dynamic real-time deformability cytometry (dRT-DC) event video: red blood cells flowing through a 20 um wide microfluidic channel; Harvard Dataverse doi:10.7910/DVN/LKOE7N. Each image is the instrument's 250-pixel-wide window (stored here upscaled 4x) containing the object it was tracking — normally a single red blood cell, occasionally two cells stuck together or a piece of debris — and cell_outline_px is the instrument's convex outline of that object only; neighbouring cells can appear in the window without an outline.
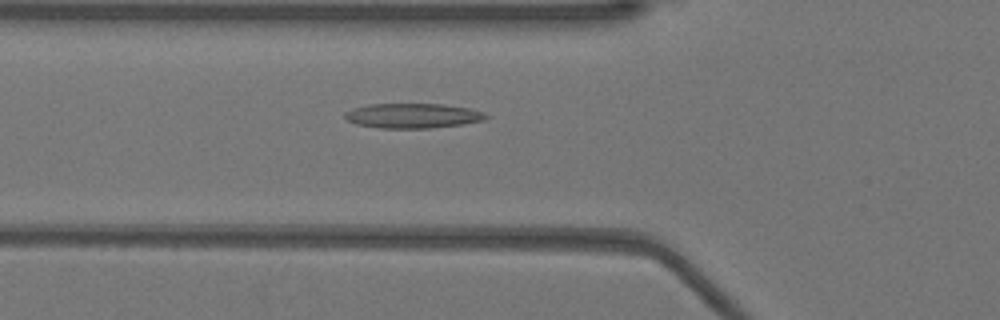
{"species": "Egyptian fruit bat (a non-hibernating species)", "species_latin": "Rousettus aegyptiacus", "temperature_condition": "warm", "stored_images_in_passage": 29, "camera_frame_rate_fps": 3000, "um_per_image_px": 0.085, "animal": {"sex": "female"}, "frame": {"image": 1, "passage_image": 15, "time_ms": 4.667, "image_size_px": [1000, 320], "cell_outline_px": [[488, 116], [484, 120], [460, 124], [432, 128], [380, 128], [356, 124], [348, 120], [344, 116], [344, 112], [352, 108], [368, 104], [444, 104], [468, 108], [484, 112]], "centroid_in_image_um": [35.05, 9.83], "position_along_channel_um": 90.7, "area_um2": 20.35}}
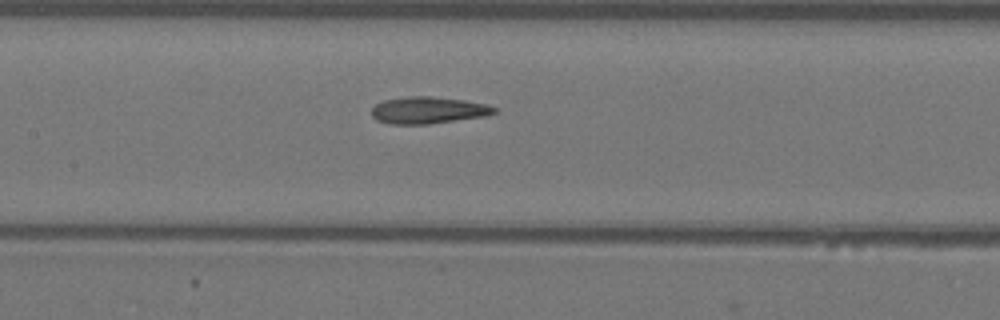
{"frame": {"image": 2, "passage_image": 21, "time_ms": 6.667, "image_size_px": [1000, 320], "cell_outline_px": [[496, 112], [484, 116], [428, 124], [392, 124], [376, 120], [372, 116], [372, 108], [376, 104], [384, 100], [408, 96], [432, 96], [464, 100], [484, 104], [496, 108]], "centroid_in_image_um": [36.36, 9.36], "position_along_channel_um": 171.0, "area_um2": 19.02}}
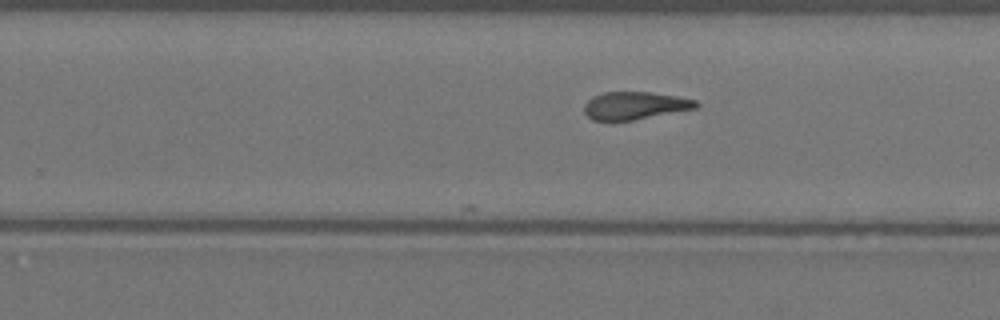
{"frame": {"image": 3, "passage_image": 29, "time_ms": 9.333, "image_size_px": [1000, 320], "cell_outline_px": [[700, 104], [696, 108], [632, 120], [592, 120], [584, 112], [584, 104], [592, 96], [604, 92], [652, 92], [676, 96], [696, 100]], "centroid_in_image_um": [53.95, 8.96], "position_along_channel_um": 275.9, "area_um2": 17.92}}